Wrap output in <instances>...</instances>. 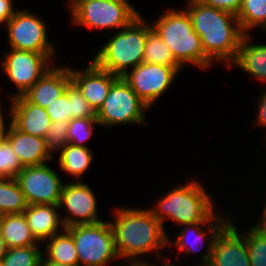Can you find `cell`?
<instances>
[{
	"label": "cell",
	"mask_w": 266,
	"mask_h": 266,
	"mask_svg": "<svg viewBox=\"0 0 266 266\" xmlns=\"http://www.w3.org/2000/svg\"><path fill=\"white\" fill-rule=\"evenodd\" d=\"M113 214L114 222L110 224L119 258L141 262L137 256L153 253L160 261L167 262L159 250L168 246V234L150 208L118 207Z\"/></svg>",
	"instance_id": "obj_1"
},
{
	"label": "cell",
	"mask_w": 266,
	"mask_h": 266,
	"mask_svg": "<svg viewBox=\"0 0 266 266\" xmlns=\"http://www.w3.org/2000/svg\"><path fill=\"white\" fill-rule=\"evenodd\" d=\"M185 10L190 16L194 31L199 35L205 55L214 62H226L229 69L235 61L239 44L244 36L237 16L216 9L197 0H187Z\"/></svg>",
	"instance_id": "obj_2"
},
{
	"label": "cell",
	"mask_w": 266,
	"mask_h": 266,
	"mask_svg": "<svg viewBox=\"0 0 266 266\" xmlns=\"http://www.w3.org/2000/svg\"><path fill=\"white\" fill-rule=\"evenodd\" d=\"M204 189L200 182L192 179L165 193L150 210L163 227L167 219L181 226L208 222L218 210L214 199Z\"/></svg>",
	"instance_id": "obj_3"
},
{
	"label": "cell",
	"mask_w": 266,
	"mask_h": 266,
	"mask_svg": "<svg viewBox=\"0 0 266 266\" xmlns=\"http://www.w3.org/2000/svg\"><path fill=\"white\" fill-rule=\"evenodd\" d=\"M151 25L182 67L192 64L201 70H206L214 64L205 55L200 37L194 31L190 16L185 9L167 8Z\"/></svg>",
	"instance_id": "obj_4"
},
{
	"label": "cell",
	"mask_w": 266,
	"mask_h": 266,
	"mask_svg": "<svg viewBox=\"0 0 266 266\" xmlns=\"http://www.w3.org/2000/svg\"><path fill=\"white\" fill-rule=\"evenodd\" d=\"M151 29L152 25H148L140 14L128 26L118 30L97 51L92 61L100 68L123 77L143 62L147 33Z\"/></svg>",
	"instance_id": "obj_5"
},
{
	"label": "cell",
	"mask_w": 266,
	"mask_h": 266,
	"mask_svg": "<svg viewBox=\"0 0 266 266\" xmlns=\"http://www.w3.org/2000/svg\"><path fill=\"white\" fill-rule=\"evenodd\" d=\"M129 0H78L70 7L73 25L95 29H123L139 11Z\"/></svg>",
	"instance_id": "obj_6"
},
{
	"label": "cell",
	"mask_w": 266,
	"mask_h": 266,
	"mask_svg": "<svg viewBox=\"0 0 266 266\" xmlns=\"http://www.w3.org/2000/svg\"><path fill=\"white\" fill-rule=\"evenodd\" d=\"M73 237L79 266H106L119 259L110 221L79 224L66 228Z\"/></svg>",
	"instance_id": "obj_7"
},
{
	"label": "cell",
	"mask_w": 266,
	"mask_h": 266,
	"mask_svg": "<svg viewBox=\"0 0 266 266\" xmlns=\"http://www.w3.org/2000/svg\"><path fill=\"white\" fill-rule=\"evenodd\" d=\"M150 110L129 84L118 77L110 87L108 96L96 112L100 126L112 127L125 124L147 125L145 112Z\"/></svg>",
	"instance_id": "obj_8"
},
{
	"label": "cell",
	"mask_w": 266,
	"mask_h": 266,
	"mask_svg": "<svg viewBox=\"0 0 266 266\" xmlns=\"http://www.w3.org/2000/svg\"><path fill=\"white\" fill-rule=\"evenodd\" d=\"M39 14L16 9L15 14L5 24L9 47L15 50L44 53L52 60L56 49L48 42L47 24Z\"/></svg>",
	"instance_id": "obj_9"
},
{
	"label": "cell",
	"mask_w": 266,
	"mask_h": 266,
	"mask_svg": "<svg viewBox=\"0 0 266 266\" xmlns=\"http://www.w3.org/2000/svg\"><path fill=\"white\" fill-rule=\"evenodd\" d=\"M0 60V67L17 88L13 99L23 96L50 68L52 59L44 53L9 49Z\"/></svg>",
	"instance_id": "obj_10"
},
{
	"label": "cell",
	"mask_w": 266,
	"mask_h": 266,
	"mask_svg": "<svg viewBox=\"0 0 266 266\" xmlns=\"http://www.w3.org/2000/svg\"><path fill=\"white\" fill-rule=\"evenodd\" d=\"M183 67L142 62L128 71L123 79L149 108L164 95Z\"/></svg>",
	"instance_id": "obj_11"
},
{
	"label": "cell",
	"mask_w": 266,
	"mask_h": 266,
	"mask_svg": "<svg viewBox=\"0 0 266 266\" xmlns=\"http://www.w3.org/2000/svg\"><path fill=\"white\" fill-rule=\"evenodd\" d=\"M15 179L28 205H59L64 183L47 163L24 167Z\"/></svg>",
	"instance_id": "obj_12"
},
{
	"label": "cell",
	"mask_w": 266,
	"mask_h": 266,
	"mask_svg": "<svg viewBox=\"0 0 266 266\" xmlns=\"http://www.w3.org/2000/svg\"><path fill=\"white\" fill-rule=\"evenodd\" d=\"M224 215V213L217 211V213L208 222H198L194 224L183 225V228L180 229L181 231L177 237L174 238L175 241H172V238L170 239V237H168V247H171L173 244V246L178 248L177 250L179 253L184 251L183 253L186 255L190 254L191 252L195 253L196 251L201 250L204 246L203 244L206 242V239H208L206 244L207 246L205 248L206 253H202L203 256L201 258L202 260H200L201 263L197 264L198 266H207L212 254L213 244L216 236L220 230L231 220L230 215ZM204 225H207L206 229L202 228ZM207 232L210 233L208 234ZM206 234L209 236V238Z\"/></svg>",
	"instance_id": "obj_13"
},
{
	"label": "cell",
	"mask_w": 266,
	"mask_h": 266,
	"mask_svg": "<svg viewBox=\"0 0 266 266\" xmlns=\"http://www.w3.org/2000/svg\"><path fill=\"white\" fill-rule=\"evenodd\" d=\"M91 187L81 181L63 185L59 208L65 206L68 213L61 217L65 228L79 224H94L102 220L97 215V199Z\"/></svg>",
	"instance_id": "obj_14"
},
{
	"label": "cell",
	"mask_w": 266,
	"mask_h": 266,
	"mask_svg": "<svg viewBox=\"0 0 266 266\" xmlns=\"http://www.w3.org/2000/svg\"><path fill=\"white\" fill-rule=\"evenodd\" d=\"M236 227L231 219L220 230L207 266H251L245 235Z\"/></svg>",
	"instance_id": "obj_15"
},
{
	"label": "cell",
	"mask_w": 266,
	"mask_h": 266,
	"mask_svg": "<svg viewBox=\"0 0 266 266\" xmlns=\"http://www.w3.org/2000/svg\"><path fill=\"white\" fill-rule=\"evenodd\" d=\"M71 82L86 98L95 112L108 96L110 87L118 76L100 68L92 60L83 70L70 67Z\"/></svg>",
	"instance_id": "obj_16"
},
{
	"label": "cell",
	"mask_w": 266,
	"mask_h": 266,
	"mask_svg": "<svg viewBox=\"0 0 266 266\" xmlns=\"http://www.w3.org/2000/svg\"><path fill=\"white\" fill-rule=\"evenodd\" d=\"M70 83V67L54 65L23 97L28 102L46 109L66 91Z\"/></svg>",
	"instance_id": "obj_17"
},
{
	"label": "cell",
	"mask_w": 266,
	"mask_h": 266,
	"mask_svg": "<svg viewBox=\"0 0 266 266\" xmlns=\"http://www.w3.org/2000/svg\"><path fill=\"white\" fill-rule=\"evenodd\" d=\"M12 124L21 132L45 138L51 119L45 108L28 102L23 96L10 100Z\"/></svg>",
	"instance_id": "obj_18"
},
{
	"label": "cell",
	"mask_w": 266,
	"mask_h": 266,
	"mask_svg": "<svg viewBox=\"0 0 266 266\" xmlns=\"http://www.w3.org/2000/svg\"><path fill=\"white\" fill-rule=\"evenodd\" d=\"M6 140L10 143L23 167L42 165L53 160L54 156L48 151L44 138L23 133L12 123Z\"/></svg>",
	"instance_id": "obj_19"
},
{
	"label": "cell",
	"mask_w": 266,
	"mask_h": 266,
	"mask_svg": "<svg viewBox=\"0 0 266 266\" xmlns=\"http://www.w3.org/2000/svg\"><path fill=\"white\" fill-rule=\"evenodd\" d=\"M59 209V205L34 204L28 205L23 212L31 233L38 242L44 243L65 229Z\"/></svg>",
	"instance_id": "obj_20"
},
{
	"label": "cell",
	"mask_w": 266,
	"mask_h": 266,
	"mask_svg": "<svg viewBox=\"0 0 266 266\" xmlns=\"http://www.w3.org/2000/svg\"><path fill=\"white\" fill-rule=\"evenodd\" d=\"M251 34L242 37L235 61L230 65L238 67L256 79L266 82V44H253ZM252 42V43H251Z\"/></svg>",
	"instance_id": "obj_21"
},
{
	"label": "cell",
	"mask_w": 266,
	"mask_h": 266,
	"mask_svg": "<svg viewBox=\"0 0 266 266\" xmlns=\"http://www.w3.org/2000/svg\"><path fill=\"white\" fill-rule=\"evenodd\" d=\"M0 231L8 249L39 243L31 233L23 213L1 215Z\"/></svg>",
	"instance_id": "obj_22"
},
{
	"label": "cell",
	"mask_w": 266,
	"mask_h": 266,
	"mask_svg": "<svg viewBox=\"0 0 266 266\" xmlns=\"http://www.w3.org/2000/svg\"><path fill=\"white\" fill-rule=\"evenodd\" d=\"M93 152L88 147L74 146L67 143L59 151L58 166L65 173L82 181L83 174L91 167Z\"/></svg>",
	"instance_id": "obj_23"
},
{
	"label": "cell",
	"mask_w": 266,
	"mask_h": 266,
	"mask_svg": "<svg viewBox=\"0 0 266 266\" xmlns=\"http://www.w3.org/2000/svg\"><path fill=\"white\" fill-rule=\"evenodd\" d=\"M44 242L47 244H45L42 253L47 254L44 256L47 260L59 264L79 266L72 234L66 228Z\"/></svg>",
	"instance_id": "obj_24"
},
{
	"label": "cell",
	"mask_w": 266,
	"mask_h": 266,
	"mask_svg": "<svg viewBox=\"0 0 266 266\" xmlns=\"http://www.w3.org/2000/svg\"><path fill=\"white\" fill-rule=\"evenodd\" d=\"M24 194L15 178H0V216L21 214L27 209Z\"/></svg>",
	"instance_id": "obj_25"
},
{
	"label": "cell",
	"mask_w": 266,
	"mask_h": 266,
	"mask_svg": "<svg viewBox=\"0 0 266 266\" xmlns=\"http://www.w3.org/2000/svg\"><path fill=\"white\" fill-rule=\"evenodd\" d=\"M239 26L244 34L253 28H266V0H243L237 14Z\"/></svg>",
	"instance_id": "obj_26"
},
{
	"label": "cell",
	"mask_w": 266,
	"mask_h": 266,
	"mask_svg": "<svg viewBox=\"0 0 266 266\" xmlns=\"http://www.w3.org/2000/svg\"><path fill=\"white\" fill-rule=\"evenodd\" d=\"M143 62L182 67L174 58L172 51L152 28L147 33Z\"/></svg>",
	"instance_id": "obj_27"
},
{
	"label": "cell",
	"mask_w": 266,
	"mask_h": 266,
	"mask_svg": "<svg viewBox=\"0 0 266 266\" xmlns=\"http://www.w3.org/2000/svg\"><path fill=\"white\" fill-rule=\"evenodd\" d=\"M42 245L39 242L37 245L7 249L1 261L2 266H39L43 255V250L40 248L43 249Z\"/></svg>",
	"instance_id": "obj_28"
},
{
	"label": "cell",
	"mask_w": 266,
	"mask_h": 266,
	"mask_svg": "<svg viewBox=\"0 0 266 266\" xmlns=\"http://www.w3.org/2000/svg\"><path fill=\"white\" fill-rule=\"evenodd\" d=\"M243 234L251 266H266V232L253 225Z\"/></svg>",
	"instance_id": "obj_29"
},
{
	"label": "cell",
	"mask_w": 266,
	"mask_h": 266,
	"mask_svg": "<svg viewBox=\"0 0 266 266\" xmlns=\"http://www.w3.org/2000/svg\"><path fill=\"white\" fill-rule=\"evenodd\" d=\"M95 125H99L96 117L72 119L68 123V143L74 146L87 147L84 143L91 138Z\"/></svg>",
	"instance_id": "obj_30"
},
{
	"label": "cell",
	"mask_w": 266,
	"mask_h": 266,
	"mask_svg": "<svg viewBox=\"0 0 266 266\" xmlns=\"http://www.w3.org/2000/svg\"><path fill=\"white\" fill-rule=\"evenodd\" d=\"M23 168L10 143L0 142V178H15Z\"/></svg>",
	"instance_id": "obj_31"
},
{
	"label": "cell",
	"mask_w": 266,
	"mask_h": 266,
	"mask_svg": "<svg viewBox=\"0 0 266 266\" xmlns=\"http://www.w3.org/2000/svg\"><path fill=\"white\" fill-rule=\"evenodd\" d=\"M68 99L70 100L71 120L96 117L94 109L72 82L68 85Z\"/></svg>",
	"instance_id": "obj_32"
},
{
	"label": "cell",
	"mask_w": 266,
	"mask_h": 266,
	"mask_svg": "<svg viewBox=\"0 0 266 266\" xmlns=\"http://www.w3.org/2000/svg\"><path fill=\"white\" fill-rule=\"evenodd\" d=\"M68 123L59 120L51 122L44 139L46 147L52 156L54 152H59L68 143Z\"/></svg>",
	"instance_id": "obj_33"
},
{
	"label": "cell",
	"mask_w": 266,
	"mask_h": 266,
	"mask_svg": "<svg viewBox=\"0 0 266 266\" xmlns=\"http://www.w3.org/2000/svg\"><path fill=\"white\" fill-rule=\"evenodd\" d=\"M46 111L51 119V122L71 120L70 115V100L68 99V87L66 91L57 98L52 104H50Z\"/></svg>",
	"instance_id": "obj_34"
},
{
	"label": "cell",
	"mask_w": 266,
	"mask_h": 266,
	"mask_svg": "<svg viewBox=\"0 0 266 266\" xmlns=\"http://www.w3.org/2000/svg\"><path fill=\"white\" fill-rule=\"evenodd\" d=\"M197 1H199L204 5L233 13L236 16L243 2V0H197Z\"/></svg>",
	"instance_id": "obj_35"
},
{
	"label": "cell",
	"mask_w": 266,
	"mask_h": 266,
	"mask_svg": "<svg viewBox=\"0 0 266 266\" xmlns=\"http://www.w3.org/2000/svg\"><path fill=\"white\" fill-rule=\"evenodd\" d=\"M11 0H0V25H4L15 14L16 10L13 8Z\"/></svg>",
	"instance_id": "obj_36"
},
{
	"label": "cell",
	"mask_w": 266,
	"mask_h": 266,
	"mask_svg": "<svg viewBox=\"0 0 266 266\" xmlns=\"http://www.w3.org/2000/svg\"><path fill=\"white\" fill-rule=\"evenodd\" d=\"M258 114L256 115V123L261 126L266 127V89L264 90L263 94H261V97L259 96L258 101Z\"/></svg>",
	"instance_id": "obj_37"
},
{
	"label": "cell",
	"mask_w": 266,
	"mask_h": 266,
	"mask_svg": "<svg viewBox=\"0 0 266 266\" xmlns=\"http://www.w3.org/2000/svg\"><path fill=\"white\" fill-rule=\"evenodd\" d=\"M0 103H1V100H0ZM2 106L0 104V142L6 140V136H7V132L10 128V124L12 123V109H11V104L9 105V116H10V120H9V125L6 126V123H5V119L3 118L4 117V113H2Z\"/></svg>",
	"instance_id": "obj_38"
},
{
	"label": "cell",
	"mask_w": 266,
	"mask_h": 266,
	"mask_svg": "<svg viewBox=\"0 0 266 266\" xmlns=\"http://www.w3.org/2000/svg\"><path fill=\"white\" fill-rule=\"evenodd\" d=\"M262 217H260L259 222L256 223V227L264 232H266V203L265 206L263 207L262 211Z\"/></svg>",
	"instance_id": "obj_39"
},
{
	"label": "cell",
	"mask_w": 266,
	"mask_h": 266,
	"mask_svg": "<svg viewBox=\"0 0 266 266\" xmlns=\"http://www.w3.org/2000/svg\"><path fill=\"white\" fill-rule=\"evenodd\" d=\"M45 254L42 255L40 262H39V266H76V265H69V264H59L56 262H52L50 260H47L44 257Z\"/></svg>",
	"instance_id": "obj_40"
},
{
	"label": "cell",
	"mask_w": 266,
	"mask_h": 266,
	"mask_svg": "<svg viewBox=\"0 0 266 266\" xmlns=\"http://www.w3.org/2000/svg\"><path fill=\"white\" fill-rule=\"evenodd\" d=\"M7 249L8 248L5 244V240L3 239V236H2L1 231H0V262L4 258L5 254L7 252Z\"/></svg>",
	"instance_id": "obj_41"
},
{
	"label": "cell",
	"mask_w": 266,
	"mask_h": 266,
	"mask_svg": "<svg viewBox=\"0 0 266 266\" xmlns=\"http://www.w3.org/2000/svg\"><path fill=\"white\" fill-rule=\"evenodd\" d=\"M149 261H145V260H142L141 262H129V264L127 265H122V266H156L155 265V262L152 263V262H149Z\"/></svg>",
	"instance_id": "obj_42"
},
{
	"label": "cell",
	"mask_w": 266,
	"mask_h": 266,
	"mask_svg": "<svg viewBox=\"0 0 266 266\" xmlns=\"http://www.w3.org/2000/svg\"><path fill=\"white\" fill-rule=\"evenodd\" d=\"M163 266H178L176 264H173V262H169V260H167V262H163Z\"/></svg>",
	"instance_id": "obj_43"
},
{
	"label": "cell",
	"mask_w": 266,
	"mask_h": 266,
	"mask_svg": "<svg viewBox=\"0 0 266 266\" xmlns=\"http://www.w3.org/2000/svg\"><path fill=\"white\" fill-rule=\"evenodd\" d=\"M69 2V7H71L75 2H77L78 0H68Z\"/></svg>",
	"instance_id": "obj_44"
}]
</instances>
